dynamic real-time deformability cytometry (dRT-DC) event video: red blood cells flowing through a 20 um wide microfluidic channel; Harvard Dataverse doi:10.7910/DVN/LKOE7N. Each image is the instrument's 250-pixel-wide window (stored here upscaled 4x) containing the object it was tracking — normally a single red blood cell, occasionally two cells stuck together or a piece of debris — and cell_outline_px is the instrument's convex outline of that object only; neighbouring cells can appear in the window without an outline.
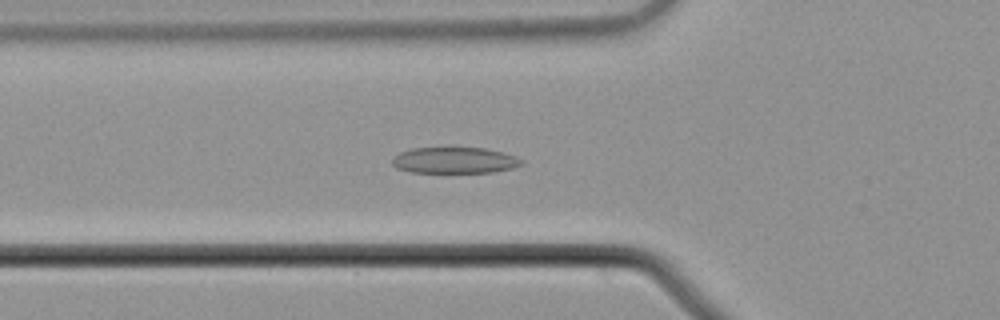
{"species": "common noctule bat (a hibernating species)", "species_latin": "Nyctalus noctula", "temperature_condition": "cold", "stored_images_in_passage": 51, "camera_frame_rate_fps": 3000, "um_per_image_px": 0.085, "animal": {"sex": "male", "body_mass_g": 21.5, "forearm_length_mm": 52.0}, "frame": {"image": 1, "passage_image": 14, "time_ms": 4.333, "image_size_px": [1000, 320], "cell_outline_px": [[524, 164], [512, 168], [492, 172], [412, 172], [396, 168], [392, 164], [392, 160], [400, 152], [412, 148], [484, 148], [504, 152], [516, 156], [524, 160]], "centroid_in_image_um": [38.68, 13.62], "position_along_channel_um": 87.1, "area_um2": 19.65}}
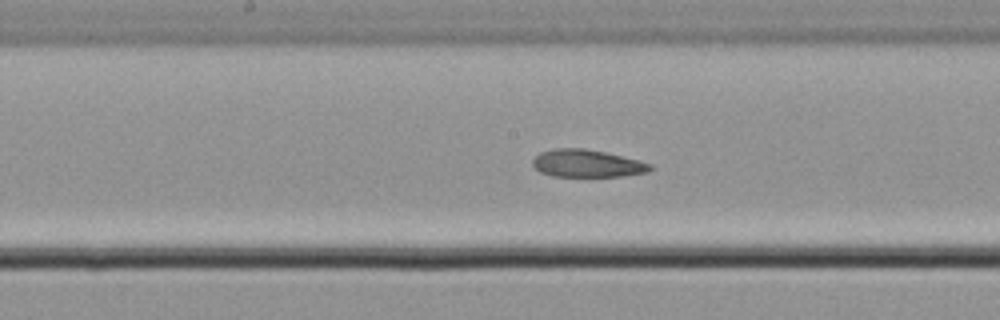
{"frame": {"image": 2, "passage_image": 23, "time_ms": 7.333, "image_size_px": [1000, 320], "cell_outline_px": [[652, 168], [648, 172], [620, 176], [552, 176], [540, 172], [532, 164], [532, 160], [540, 152], [556, 148], [584, 148], [604, 152], [640, 160], [652, 164]], "centroid_in_image_um": [49.9, 13.89], "position_along_channel_um": 198.3, "area_um2": 18.79}}
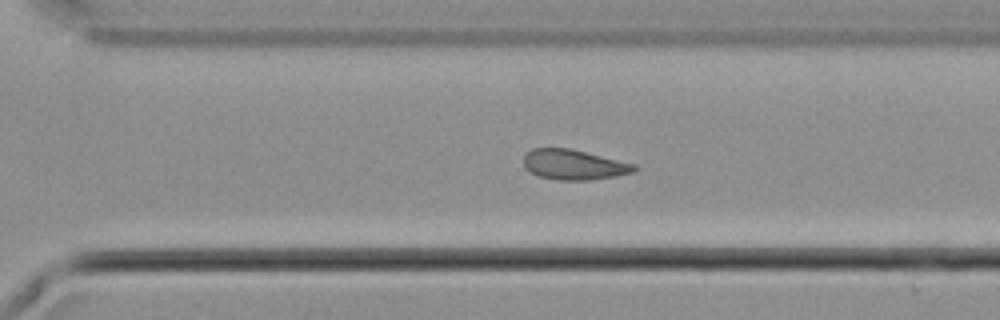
{"frame": {"image": 3, "passage_image": 33, "time_ms": 10.667, "image_size_px": [1000, 320], "cell_outline_px": [[636, 172], [616, 176], [592, 180], [556, 180], [540, 176], [524, 168], [524, 156], [532, 148], [568, 148], [636, 164]], "centroid_in_image_um": [48.79, 14.0], "position_along_channel_um": 321.8, "area_um2": 19.36}, "authors_computed_cell_mechanics": {"area_um2": 20.1722, "velocity_mm_per_s": 3.7093, "shape_relaxation_time_tau1_ms": 9.3612, "shape_relaxation_time_tau2_ms": 3.4833, "deformation_change_tau1": 0.1546, "deformation_change_tau2": 0.0641}}